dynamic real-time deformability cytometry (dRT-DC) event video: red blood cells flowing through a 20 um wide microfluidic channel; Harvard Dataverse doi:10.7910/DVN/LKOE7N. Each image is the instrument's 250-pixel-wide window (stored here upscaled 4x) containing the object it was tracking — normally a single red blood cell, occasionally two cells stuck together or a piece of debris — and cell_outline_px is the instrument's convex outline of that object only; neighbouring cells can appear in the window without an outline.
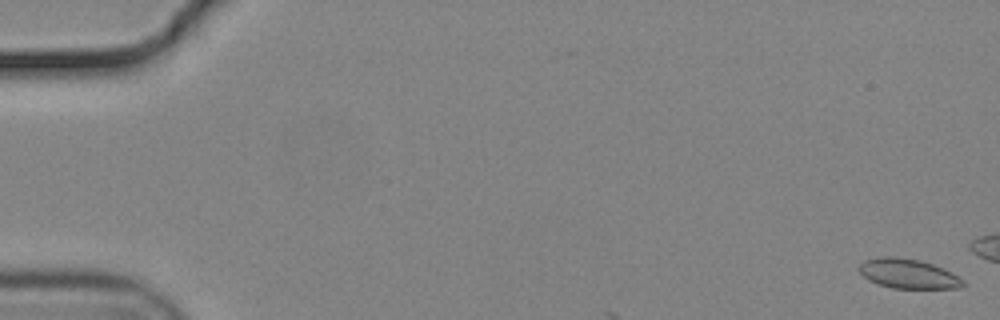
{"species": "common noctule bat (a hibernating species)", "species_latin": "Nyctalus noctula", "temperature_condition": "cold", "stored_images_in_passage": 5, "camera_frame_rate_fps": 3000, "um_per_image_px": 0.085, "animal": {"sex": "male", "body_mass_g": 19.2, "forearm_length_mm": 51.8}, "frame": {"image": 1, "passage_image": 1, "time_ms": 0.0, "image_size_px": [1000, 320], "cell_outline_px": [[964, 288], [892, 288], [868, 280], [856, 268], [864, 260], [884, 256], [892, 256], [920, 260], [932, 264], [964, 280]], "centroid_in_image_um": [77.15, 23.26], "position_along_channel_um": 7.9, "area_um2": 17.69}}